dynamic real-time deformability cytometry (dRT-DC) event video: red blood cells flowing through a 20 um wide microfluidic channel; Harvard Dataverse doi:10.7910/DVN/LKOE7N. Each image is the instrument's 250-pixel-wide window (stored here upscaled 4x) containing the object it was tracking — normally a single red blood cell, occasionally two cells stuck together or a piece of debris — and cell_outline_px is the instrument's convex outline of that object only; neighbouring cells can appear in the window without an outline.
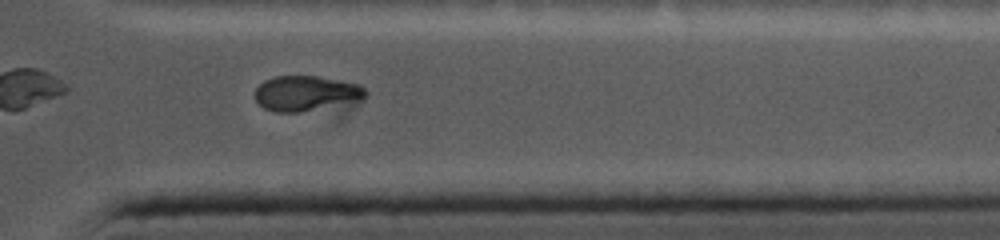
{"species": "common noctule bat (a hibernating species)", "species_latin": "Nyctalus noctula", "temperature_condition": "cold", "stored_images_in_passage": 37, "camera_frame_rate_fps": 5000, "um_per_image_px": 0.085, "animal": {"sex": "female", "body_mass_g": 19.0, "forearm_length_mm": 56.7}, "frame": {"image": 1, "passage_image": 27, "time_ms": 9.0, "image_size_px": [1000, 240], "cell_outline_px": [[368, 92], [340, 124], [276, 112], [264, 108], [256, 100], [256, 88], [264, 80], [276, 76], [316, 76], [360, 84]], "centroid_in_image_um": [26.38, 8.25], "position_along_channel_um": 385.0, "area_um2": 27.86}}